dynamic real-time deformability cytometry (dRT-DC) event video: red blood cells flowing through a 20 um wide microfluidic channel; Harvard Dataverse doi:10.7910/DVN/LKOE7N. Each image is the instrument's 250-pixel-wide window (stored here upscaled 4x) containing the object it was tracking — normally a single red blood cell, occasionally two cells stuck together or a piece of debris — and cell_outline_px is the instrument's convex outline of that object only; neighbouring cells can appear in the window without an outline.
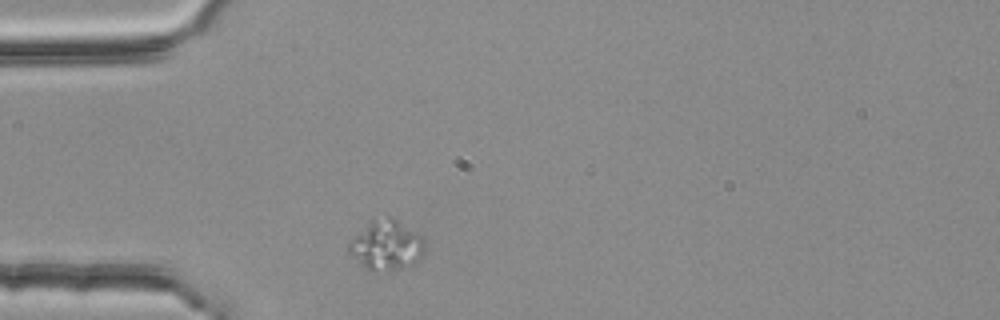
{"species": "common noctule bat (a hibernating species)", "species_latin": "Nyctalus noctula", "temperature_condition": "room temperature", "stored_images_in_passage": 1, "camera_frame_rate_fps": 3000, "um_per_image_px": 0.085, "animal": {"sex": "female", "body_mass_g": 25.1}, "frame": {"image": 1, "passage_image": 1, "time_ms": 0.0, "image_size_px": [1000, 320], "cell_outline_px": [[424, 252], [420, 260], [412, 264], [400, 268], [372, 272], [364, 268], [348, 252], [348, 244], [372, 220], [388, 216], [392, 216], [420, 232], [424, 236]], "centroid_in_image_um": [32.9, 20.84], "position_along_channel_um": 52.1, "area_um2": 22.14}}